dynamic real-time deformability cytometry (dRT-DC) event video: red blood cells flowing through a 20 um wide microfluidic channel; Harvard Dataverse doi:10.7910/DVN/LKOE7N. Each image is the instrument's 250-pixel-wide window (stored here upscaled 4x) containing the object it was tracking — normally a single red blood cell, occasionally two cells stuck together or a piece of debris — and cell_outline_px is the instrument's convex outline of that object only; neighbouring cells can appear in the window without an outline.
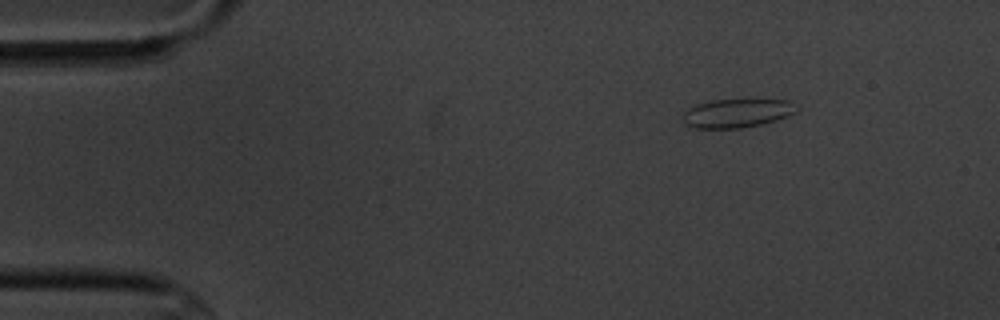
{"species": "common noctule bat (a hibernating species)", "species_latin": "Nyctalus noctula", "temperature_condition": "cold", "stored_images_in_passage": 15, "camera_frame_rate_fps": 3000, "um_per_image_px": 0.085, "animal": {"sex": "male", "body_mass_g": 20.1, "forearm_length_mm": 53.5}, "frame": {"image": 1, "passage_image": 1, "time_ms": 0.0, "image_size_px": [1000, 320], "cell_outline_px": [[800, 108], [796, 112], [788, 116], [764, 124], [740, 128], [696, 128], [684, 124], [684, 112], [688, 108], [696, 104], [712, 100], [788, 100]], "centroid_in_image_um": [62.66, 9.62], "position_along_channel_um": 22.3, "area_um2": 19.02}}
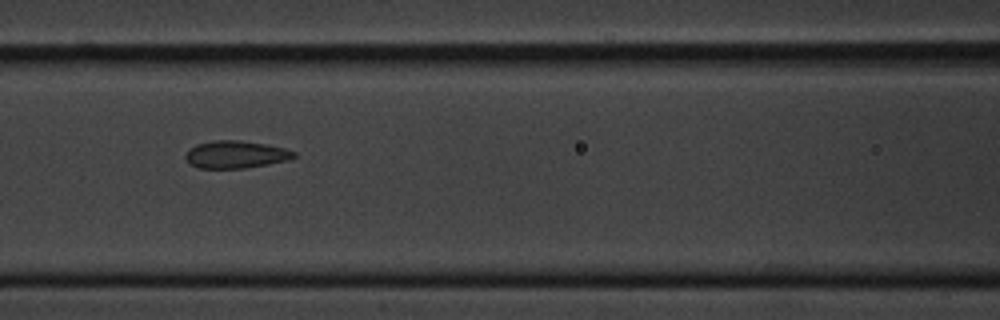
{"frame": {"image": 2, "passage_image": 6, "time_ms": 5.667, "image_size_px": [1000, 320], "cell_outline_px": [[296, 156], [288, 160], [268, 164], [244, 168], [200, 168], [188, 164], [184, 156], [188, 148], [196, 144], [212, 140], [240, 140], [264, 144], [284, 148], [296, 152]], "centroid_in_image_um": [19.98, 13.13], "position_along_channel_um": 146.6, "area_um2": 17.46}}
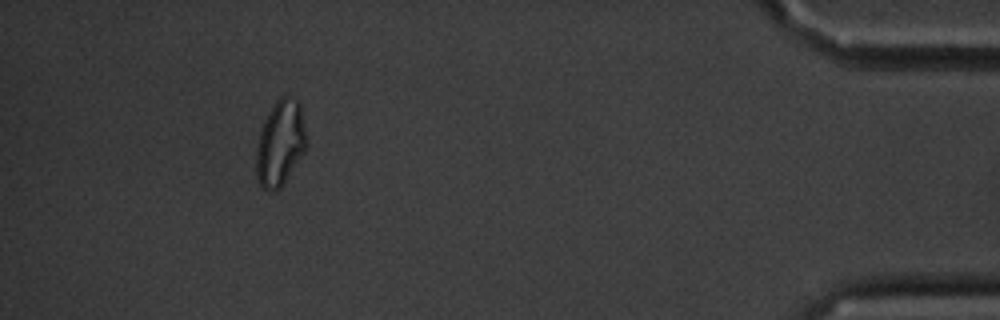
{"frame": {"image": 3, "passage_image": 14, "time_ms": 15.0, "image_size_px": [1000, 320], "cell_outline_px": [[308, 144], [304, 152], [284, 184], [280, 188], [268, 192], [260, 188], [256, 176], [256, 148], [260, 132], [264, 120], [276, 100], [280, 96], [288, 96], [300, 100]], "centroid_in_image_um": [23.83, 12.18], "position_along_channel_um": 411.4, "area_um2": 25.49}, "authors_computed_cell_mechanics": {"area_um2": 18.2648, "velocity_mm_per_s": 3.4761, "shape_relaxation_time_tau1_ms": 7.595, "shape_relaxation_time_tau2_ms": 1.5654, "deformation_change_tau1": 0.0891, "deformation_change_tau2": 0.0696}}